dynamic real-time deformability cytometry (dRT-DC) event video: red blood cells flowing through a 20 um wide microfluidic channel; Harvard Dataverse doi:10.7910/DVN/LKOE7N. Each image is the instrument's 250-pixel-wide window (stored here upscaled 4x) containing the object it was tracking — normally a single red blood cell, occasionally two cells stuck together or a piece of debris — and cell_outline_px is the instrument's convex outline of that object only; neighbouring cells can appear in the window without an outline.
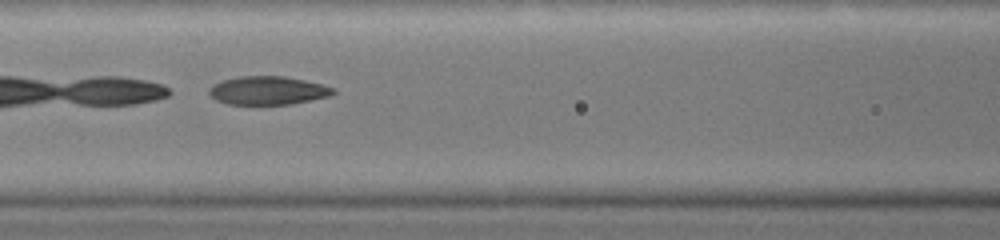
{"species": "common noctule bat (a hibernating species)", "species_latin": "Nyctalus noctula", "temperature_condition": "warm", "stored_images_in_passage": 15, "camera_frame_rate_fps": 3000, "um_per_image_px": 0.085, "animal": {"sex": "female", "body_mass_g": 19.0, "forearm_length_mm": 51.5}, "frame": {"image": 1, "passage_image": 8, "time_ms": 4.667, "image_size_px": [1000, 240], "cell_outline_px": [[336, 92], [328, 96], [288, 104], [228, 104], [216, 100], [208, 92], [212, 84], [224, 80], [240, 76], [284, 76], [304, 80], [336, 88]], "centroid_in_image_um": [22.75, 7.68], "position_along_channel_um": 143.8, "area_um2": 20.29}}
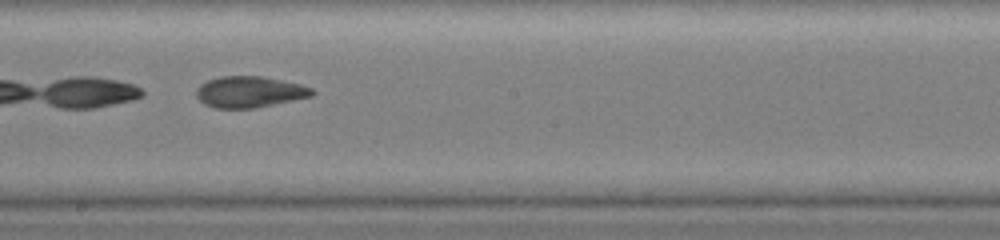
{"frame": {"image": 2, "passage_image": 11, "time_ms": 6.333, "image_size_px": [1000, 240], "cell_outline_px": [[316, 92], [312, 96], [256, 108], [216, 108], [204, 104], [196, 96], [196, 92], [200, 84], [208, 80], [220, 76], [260, 76], [300, 84], [312, 88]], "centroid_in_image_um": [21.21, 7.81], "position_along_channel_um": 227.0, "area_um2": 20.98}}
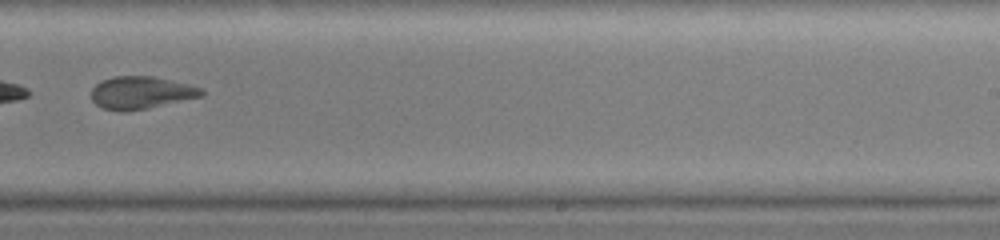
{"frame": {"image": 3, "passage_image": 13, "time_ms": 7.333, "image_size_px": [1000, 240], "cell_outline_px": [[204, 96], [148, 108], [128, 112], [120, 112], [100, 108], [92, 100], [92, 88], [100, 80], [112, 76], [152, 76], [188, 84], [200, 88], [204, 92]], "centroid_in_image_um": [11.95, 7.89], "position_along_channel_um": 277.1, "area_um2": 21.1}}